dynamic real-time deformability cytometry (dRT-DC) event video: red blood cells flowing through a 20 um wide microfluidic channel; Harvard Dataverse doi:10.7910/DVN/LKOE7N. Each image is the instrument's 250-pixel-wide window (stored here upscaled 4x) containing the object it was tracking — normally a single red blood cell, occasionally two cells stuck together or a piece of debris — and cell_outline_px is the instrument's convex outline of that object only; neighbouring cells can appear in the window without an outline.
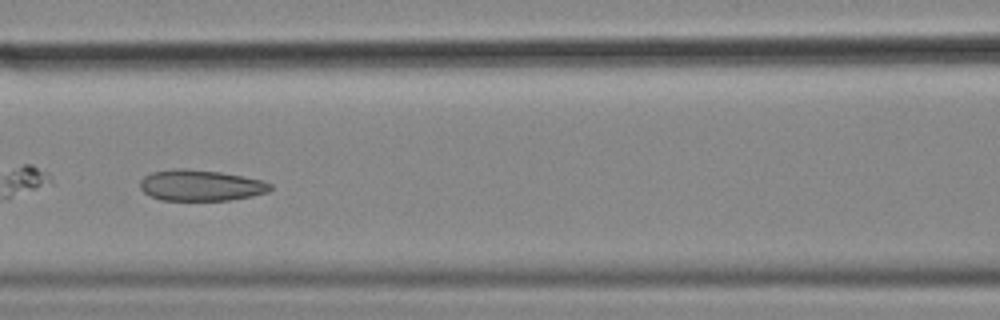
{"species": "common noctule bat (a hibernating species)", "species_latin": "Nyctalus noctula", "temperature_condition": "cold", "stored_images_in_passage": 17, "camera_frame_rate_fps": 3000, "um_per_image_px": 0.085, "animal": {"sex": "female", "body_mass_g": 18.4}, "frame": {"image": 1, "passage_image": 8, "time_ms": 2.333, "image_size_px": [1000, 320], "cell_outline_px": [[272, 188], [268, 192], [252, 196], [228, 200], [160, 200], [144, 192], [140, 188], [140, 180], [144, 176], [152, 172], [176, 168], [184, 168], [220, 172], [264, 180], [272, 184]], "centroid_in_image_um": [17.07, 15.75], "position_along_channel_um": 149.5, "area_um2": 23.58}}